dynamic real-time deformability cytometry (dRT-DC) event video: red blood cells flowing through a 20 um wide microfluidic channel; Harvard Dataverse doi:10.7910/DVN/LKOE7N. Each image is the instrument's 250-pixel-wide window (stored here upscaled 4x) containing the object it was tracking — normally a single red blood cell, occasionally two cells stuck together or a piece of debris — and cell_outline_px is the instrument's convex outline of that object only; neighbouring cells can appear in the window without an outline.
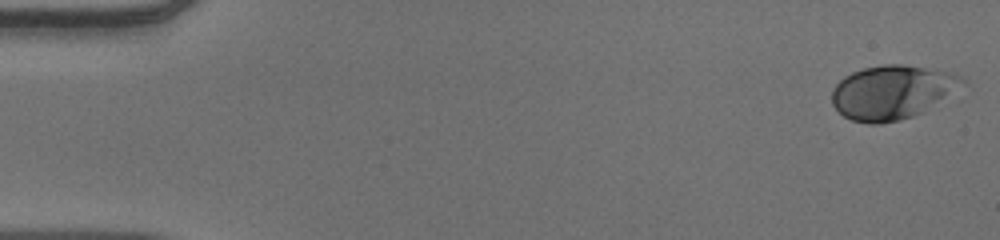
{"species": "human", "species_latin": "Homo sapiens", "temperature_condition": "warm", "stored_images_in_passage": 52, "camera_frame_rate_fps": 3000, "um_per_image_px": 0.085, "donor": {"sex": "male"}, "frame": {"image": 1, "passage_image": 1, "time_ms": 0.0, "image_size_px": [1000, 240], "cell_outline_px": [[968, 84], [924, 112], [900, 120], [880, 124], [868, 124], [852, 120], [844, 116], [832, 104], [832, 88], [844, 76], [852, 72], [864, 68], [884, 64], [904, 64], [948, 72], [960, 76], [968, 80]], "centroid_in_image_um": [75.86, 7.84], "position_along_channel_um": 9.1, "area_um2": 41.33}}
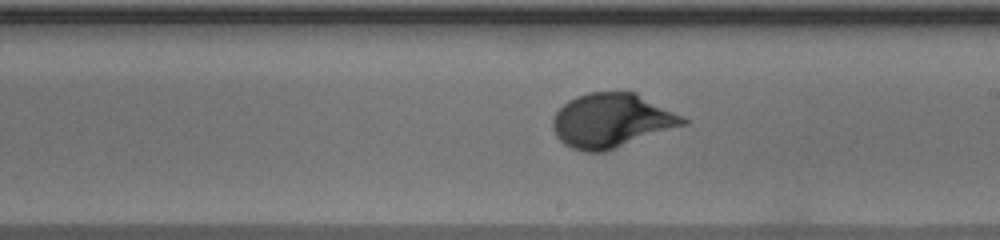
{"frame": {"image": 2, "passage_image": 30, "time_ms": 9.667, "image_size_px": [1000, 240], "cell_outline_px": [[688, 124], [604, 152], [584, 152], [572, 148], [564, 144], [556, 136], [552, 128], [552, 116], [568, 100], [576, 96], [588, 92], [636, 92], [684, 116], [688, 120]], "centroid_in_image_um": [51.99, 10.25], "position_along_channel_um": 237.0, "area_um2": 41.38}}
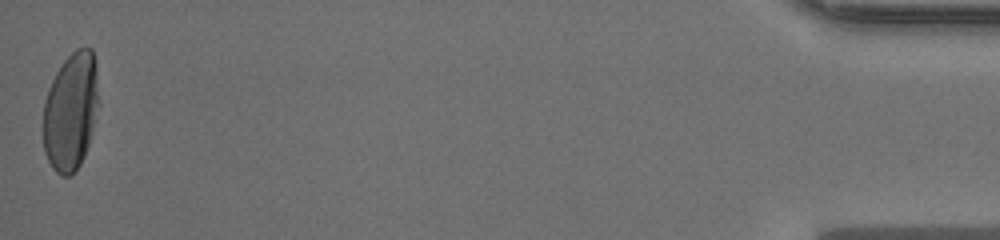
{"frame": {"image": 3, "passage_image": 52, "time_ms": 17.0, "image_size_px": [1000, 240], "cell_outline_px": [[96, 104], [92, 128], [88, 144], [84, 156], [80, 164], [68, 176], [60, 176], [52, 168], [44, 152], [44, 100], [48, 88], [56, 72], [64, 60], [76, 48], [92, 48], [96, 64]], "centroid_in_image_um": [5.97, 9.46], "position_along_channel_um": 429.2, "area_um2": 37.34}, "authors_computed_cell_mechanics": {"area_um2": 38.3214, "velocity_mm_per_s": 3.8924, "shape_relaxation_time_tau1_ms": 3.113, "shape_relaxation_time_tau2_ms": null, "deformation_change_tau1": 0.182, "deformation_change_tau2": null}}